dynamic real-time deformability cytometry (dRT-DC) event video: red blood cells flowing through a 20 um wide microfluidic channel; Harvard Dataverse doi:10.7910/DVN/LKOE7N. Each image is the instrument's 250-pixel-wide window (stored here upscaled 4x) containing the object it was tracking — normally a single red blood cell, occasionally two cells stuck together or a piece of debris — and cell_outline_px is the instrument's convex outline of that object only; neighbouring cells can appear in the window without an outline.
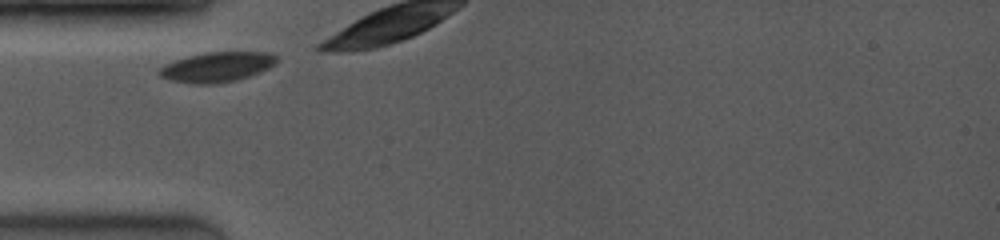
{"species": "common noctule bat (a hibernating species)", "species_latin": "Nyctalus noctula", "temperature_condition": "room temperature", "stored_images_in_passage": 18, "camera_frame_rate_fps": 4000, "um_per_image_px": 0.085, "animal": {"sex": "female", "body_mass_g": 19.0, "forearm_length_mm": 53.3}, "frame": {"image": 1, "passage_image": 1, "time_ms": 0.0, "image_size_px": [1000, 240], "cell_outline_px": [[276, 60], [268, 68], [248, 76], [236, 80], [212, 84], [196, 84], [172, 80], [160, 76], [160, 68], [164, 64], [188, 56], [204, 52], [268, 52], [276, 56]], "centroid_in_image_um": [18.42, 5.68], "position_along_channel_um": 66.6, "area_um2": 20.06}}